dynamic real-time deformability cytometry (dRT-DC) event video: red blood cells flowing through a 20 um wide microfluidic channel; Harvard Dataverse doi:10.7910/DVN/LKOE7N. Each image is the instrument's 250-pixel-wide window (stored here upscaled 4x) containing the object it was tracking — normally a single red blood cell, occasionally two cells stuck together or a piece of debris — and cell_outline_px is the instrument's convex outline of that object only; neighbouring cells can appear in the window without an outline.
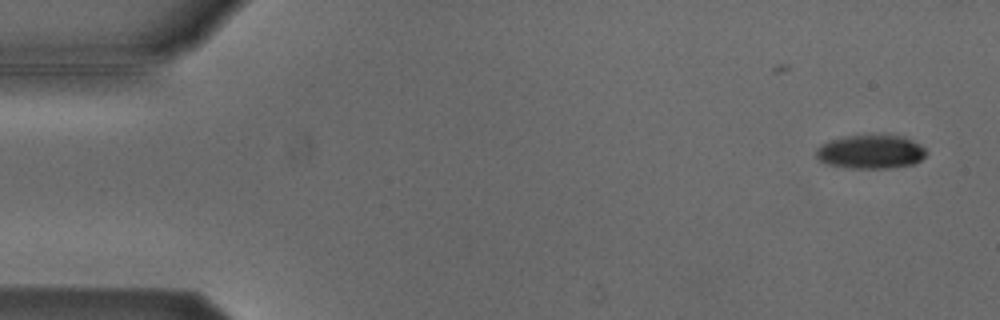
{"species": "Egyptian fruit bat (a non-hibernating species)", "species_latin": "Rousettus aegyptiacus", "temperature_condition": "cold", "stored_images_in_passage": 7, "camera_frame_rate_fps": 3000, "um_per_image_px": 0.085, "animal": {"sex": "male"}, "frame": {"image": 1, "passage_image": 2, "time_ms": 0.333, "image_size_px": [1000, 320], "cell_outline_px": [[928, 152], [920, 160], [912, 164], [888, 168], [852, 168], [828, 164], [820, 160], [816, 156], [816, 148], [832, 140], [848, 136], [904, 136], [920, 144]], "centroid_in_image_um": [74.04, 12.91], "position_along_channel_um": 11.0, "area_um2": 21.21}}
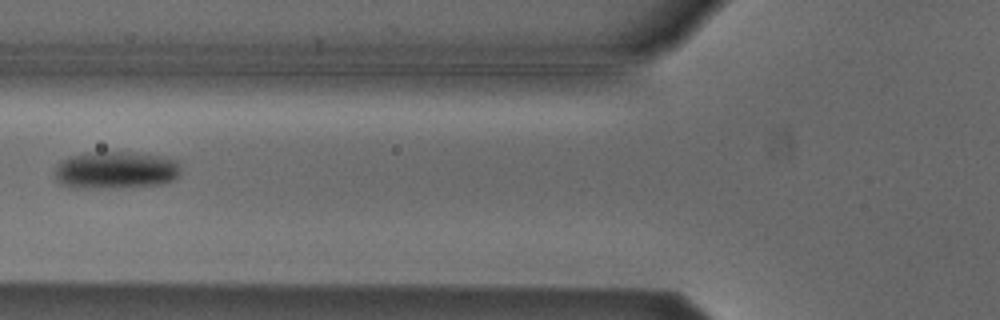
{"frame": {"image": 2, "passage_image": 7, "time_ms": 2.0, "image_size_px": [1000, 320], "cell_outline_px": [[180, 172], [172, 180], [164, 184], [124, 188], [72, 188], [60, 184], [56, 180], [56, 168], [60, 160], [68, 156], [88, 152], [128, 152], [160, 156], [176, 160]], "centroid_in_image_um": [9.79, 14.47], "position_along_channel_um": 116.0, "area_um2": 27.74}}